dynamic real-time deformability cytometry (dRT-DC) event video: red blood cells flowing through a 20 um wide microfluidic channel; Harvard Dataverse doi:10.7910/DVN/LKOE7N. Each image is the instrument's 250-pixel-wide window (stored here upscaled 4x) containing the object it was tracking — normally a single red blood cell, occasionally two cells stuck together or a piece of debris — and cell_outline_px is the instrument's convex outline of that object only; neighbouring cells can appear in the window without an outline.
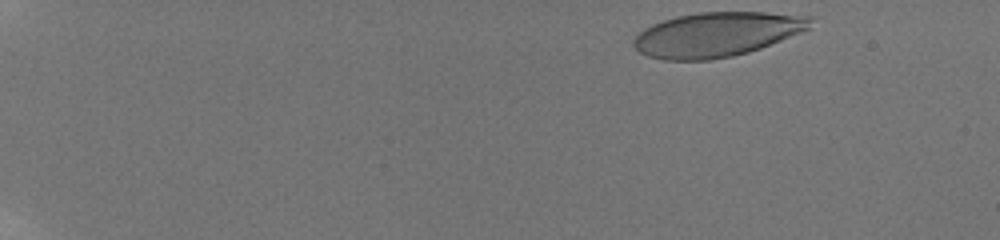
{"species": "human", "species_latin": "Homo sapiens", "temperature_condition": "room temperature", "stored_images_in_passage": 33, "camera_frame_rate_fps": 3000, "um_per_image_px": 0.085, "donor": {"sex": "male"}, "frame": {"image": 1, "passage_image": 1, "time_ms": 0.0, "image_size_px": [1000, 240], "cell_outline_px": [[816, 16], [812, 28], [760, 48], [748, 52], [732, 56], [708, 60], [664, 60], [648, 56], [640, 52], [632, 44], [632, 40], [644, 28], [652, 24], [676, 16], [700, 12], [764, 12]], "centroid_in_image_um": [60.98, 2.91], "position_along_channel_um": 24.0, "area_um2": 46.07}}
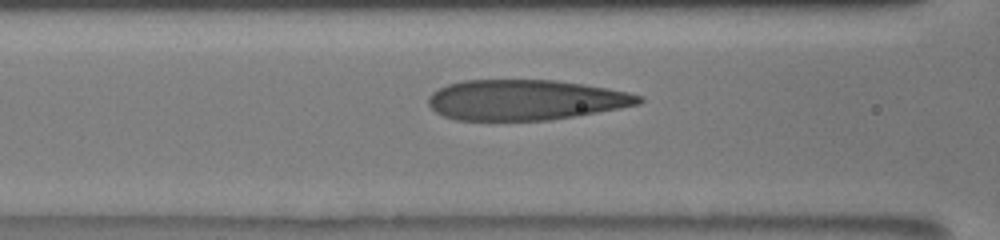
{"frame": {"image": 2, "passage_image": 18, "time_ms": 6.667, "image_size_px": [1000, 240], "cell_outline_px": [[644, 100], [640, 104], [620, 108], [576, 116], [548, 120], [456, 120], [444, 116], [436, 112], [428, 104], [428, 96], [432, 92], [448, 84], [464, 80], [556, 80], [608, 88], [628, 92], [644, 96]], "centroid_in_image_um": [44.67, 8.49], "position_along_channel_um": 121.9, "area_um2": 49.59}}
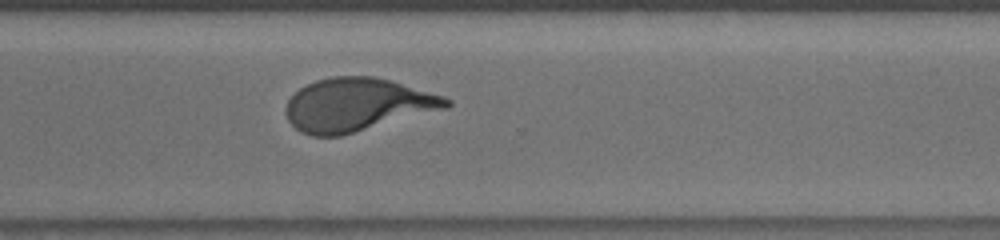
{"frame": {"image": 3, "passage_image": 33, "time_ms": 12.333, "image_size_px": [1000, 240], "cell_outline_px": [[452, 104], [448, 108], [340, 136], [312, 136], [300, 132], [288, 120], [284, 112], [284, 108], [288, 100], [300, 88], [316, 80], [332, 76], [372, 76], [388, 80], [444, 96], [452, 100]], "centroid_in_image_um": [30.34, 8.91], "position_along_channel_um": 340.3, "area_um2": 49.53}}